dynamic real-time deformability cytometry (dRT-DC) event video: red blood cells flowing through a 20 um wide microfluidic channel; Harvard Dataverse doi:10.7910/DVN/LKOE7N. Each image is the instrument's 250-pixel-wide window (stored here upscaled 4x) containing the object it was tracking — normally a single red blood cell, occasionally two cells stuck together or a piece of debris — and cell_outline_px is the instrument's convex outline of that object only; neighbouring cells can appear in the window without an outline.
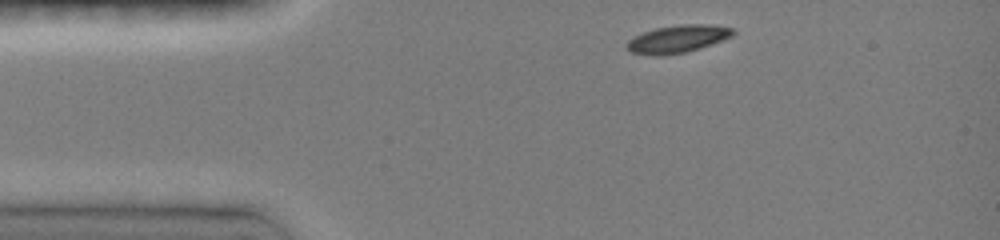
{"species": "common noctule bat (a hibernating species)", "species_latin": "Nyctalus noctula", "temperature_condition": "room temperature", "stored_images_in_passage": 35, "camera_frame_rate_fps": 3000, "um_per_image_px": 0.085, "animal": {"sex": "female", "body_mass_g": 19.0, "forearm_length_mm": 51.5}, "frame": {"image": 1, "passage_image": 1, "time_ms": 0.0, "image_size_px": [1000, 240], "cell_outline_px": [[736, 32], [732, 36], [700, 48], [684, 52], [660, 56], [652, 56], [632, 52], [624, 48], [624, 44], [632, 36], [656, 28], [680, 24], [712, 24], [732, 28]], "centroid_in_image_um": [57.55, 3.31], "position_along_channel_um": 27.5, "area_um2": 17.22}}
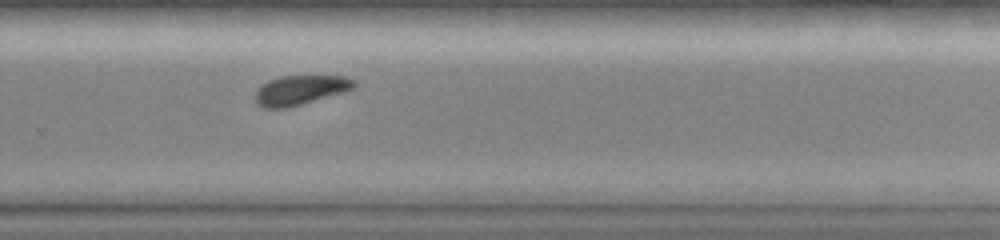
{"frame": {"image": 2, "passage_image": 28, "time_ms": 8.0, "image_size_px": [1000, 240], "cell_outline_px": [[356, 84], [352, 88], [344, 92], [288, 108], [260, 108], [256, 104], [256, 92], [260, 84], [268, 80], [280, 76], [344, 76], [356, 80]], "centroid_in_image_um": [25.49, 7.66], "position_along_channel_um": 304.3, "area_um2": 17.11}}
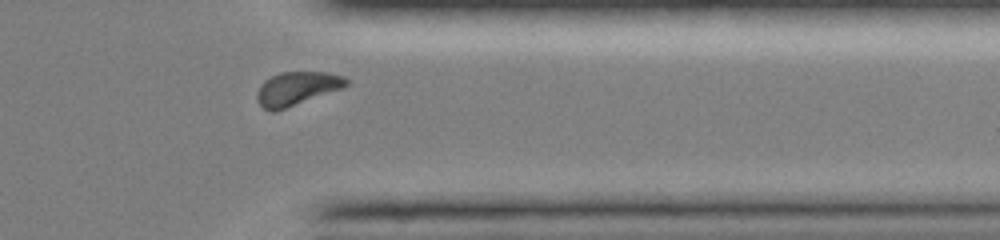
{"frame": {"image": 3, "passage_image": 33, "time_ms": 10.0, "image_size_px": [1000, 240], "cell_outline_px": [[348, 84], [344, 88], [272, 112], [264, 108], [260, 104], [256, 96], [256, 92], [260, 84], [264, 80], [280, 72], [328, 72], [344, 76], [348, 80]], "centroid_in_image_um": [25.24, 7.5], "position_along_channel_um": 386.2, "area_um2": 17.34}, "authors_computed_cell_mechanics": {"area_um2": 18.2648, "velocity_mm_per_s": 4.0482, "shape_relaxation_time_tau1_ms": 1.8952, "shape_relaxation_time_tau2_ms": null, "deformation_change_tau1": 0.1007, "deformation_change_tau2": null}}